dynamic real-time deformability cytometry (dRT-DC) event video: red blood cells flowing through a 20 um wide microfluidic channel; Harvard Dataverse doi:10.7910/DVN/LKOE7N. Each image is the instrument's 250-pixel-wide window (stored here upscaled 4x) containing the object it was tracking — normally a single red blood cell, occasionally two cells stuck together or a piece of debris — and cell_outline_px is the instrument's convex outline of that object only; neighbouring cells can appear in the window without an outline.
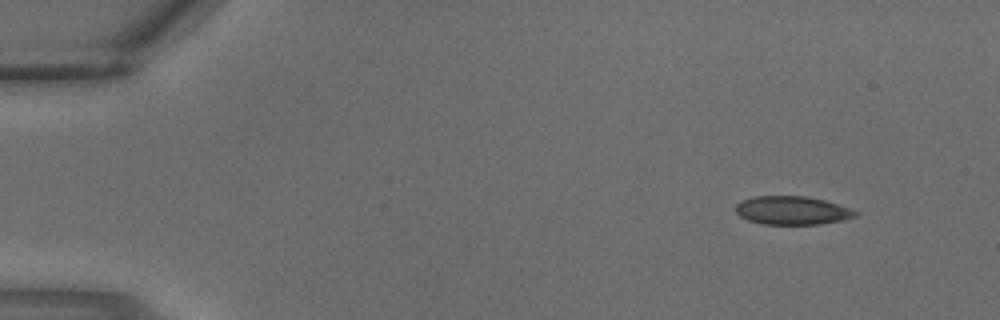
{"species": "common noctule bat (a hibernating species)", "species_latin": "Nyctalus noctula", "temperature_condition": "warm", "stored_images_in_passage": 2, "segment_of_instrument_passage": [2, 2], "camera_frame_rate_fps": 3000, "um_per_image_px": 0.085, "animal": {"sex": "male", "body_mass_g": 18.8}, "frame": {"image": 1, "passage_image": 2, "time_ms": 0.333, "image_size_px": [1000, 320], "cell_outline_px": [[860, 212], [856, 216], [840, 220], [820, 224], [764, 224], [748, 220], [740, 216], [736, 212], [736, 204], [752, 196], [804, 196], [824, 200]], "centroid_in_image_um": [67.31, 17.88], "position_along_channel_um": 17.7, "area_um2": 19.59}}